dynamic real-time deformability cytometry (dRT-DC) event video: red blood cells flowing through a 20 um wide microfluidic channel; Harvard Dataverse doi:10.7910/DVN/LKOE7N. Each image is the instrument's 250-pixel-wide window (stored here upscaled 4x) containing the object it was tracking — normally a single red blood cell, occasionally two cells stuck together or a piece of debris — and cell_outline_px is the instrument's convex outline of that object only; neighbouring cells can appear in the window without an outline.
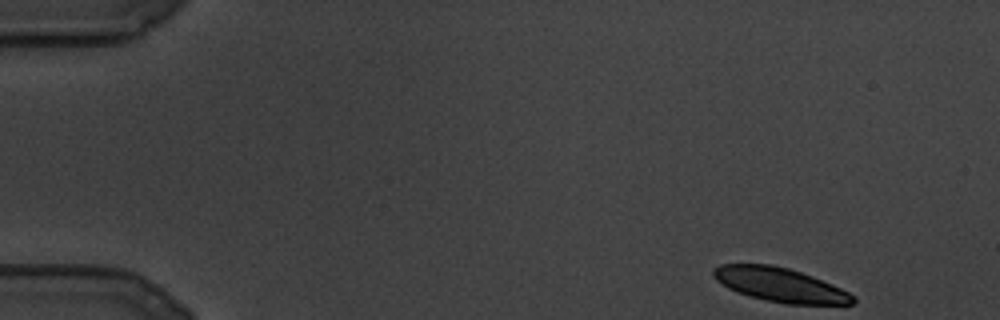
{"species": "common noctule bat (a hibernating species)", "species_latin": "Nyctalus noctula", "temperature_condition": "cold", "stored_images_in_passage": 29, "camera_frame_rate_fps": 3000, "um_per_image_px": 0.085, "animal": {"sex": "male", "body_mass_g": 19.5, "forearm_length_mm": 54.6}, "frame": {"image": 1, "passage_image": 1, "time_ms": 0.0, "image_size_px": [1000, 320], "cell_outline_px": [[856, 304], [784, 304], [736, 292], [728, 288], [716, 280], [712, 276], [712, 268], [720, 264], [772, 264], [788, 268], [812, 276], [832, 284], [848, 292], [856, 300]], "centroid_in_image_um": [66.27, 24.2], "position_along_channel_um": 18.7, "area_um2": 27.57}}